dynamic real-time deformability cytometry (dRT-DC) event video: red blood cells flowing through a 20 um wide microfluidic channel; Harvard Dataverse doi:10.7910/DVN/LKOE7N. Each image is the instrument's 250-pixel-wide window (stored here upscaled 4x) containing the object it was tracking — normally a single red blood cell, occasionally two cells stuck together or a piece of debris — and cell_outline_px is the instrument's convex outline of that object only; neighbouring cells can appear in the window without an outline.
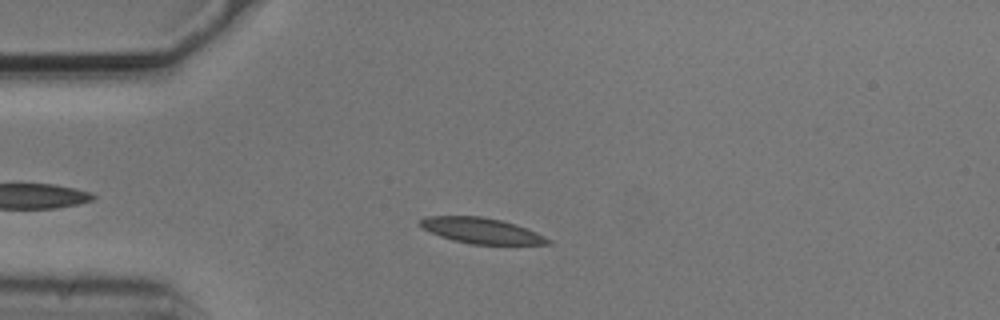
{"species": "common noctule bat (a hibernating species)", "species_latin": "Nyctalus noctula", "temperature_condition": "cold", "stored_images_in_passage": 42, "camera_frame_rate_fps": 3000, "um_per_image_px": 0.085, "animal": {"sex": "male", "body_mass_g": 20.5, "forearm_length_mm": 52.5}, "frame": {"image": 1, "passage_image": 9, "time_ms": 2.667, "image_size_px": [1000, 320], "cell_outline_px": [[552, 244], [472, 244], [452, 240], [440, 236], [424, 228], [420, 224], [420, 220], [424, 216], [480, 216], [500, 220], [516, 224], [536, 232], [552, 240]], "centroid_in_image_um": [40.94, 19.6], "position_along_channel_um": 44.1, "area_um2": 18.9}}
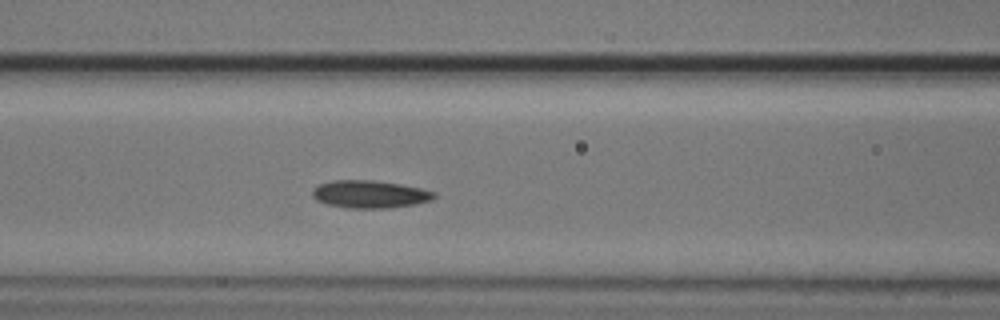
{"frame": {"image": 2, "passage_image": 18, "time_ms": 5.667, "image_size_px": [1000, 320], "cell_outline_px": [[436, 196], [432, 200], [416, 204], [384, 208], [348, 208], [328, 204], [316, 200], [312, 196], [312, 192], [320, 184], [332, 180], [372, 180], [400, 184], [420, 188], [436, 192]], "centroid_in_image_um": [31.45, 16.51], "position_along_channel_um": 135.1, "area_um2": 19.48}}
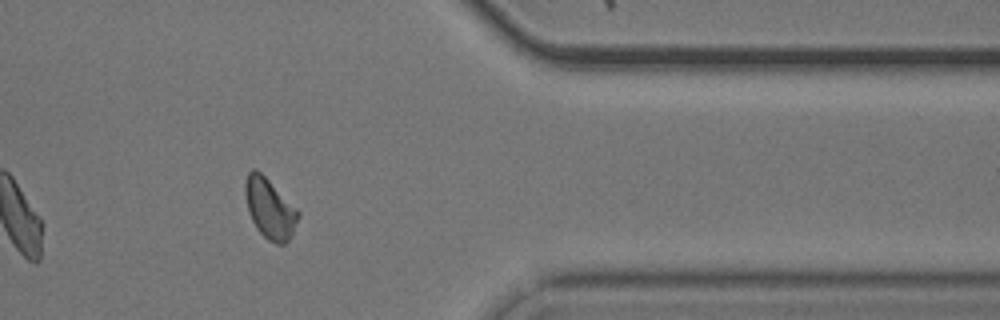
{"frame": {"image": 3, "passage_image": 40, "time_ms": 13.0, "image_size_px": [1000, 320], "cell_outline_px": [[300, 216], [288, 240], [284, 244], [276, 244], [268, 240], [256, 228], [248, 212], [244, 192], [244, 184], [248, 172], [252, 168], [256, 168], [300, 212]], "centroid_in_image_um": [22.9, 17.72], "position_along_channel_um": 388.5, "area_um2": 18.38}, "authors_computed_cell_mechanics": {"area_um2": 18.9006, "velocity_mm_per_s": 3.698, "shape_relaxation_time_tau1_ms": 3.0445, "shape_relaxation_time_tau2_ms": 3.9904, "deformation_change_tau1": 0.1032, "deformation_change_tau2": 0.0824}}